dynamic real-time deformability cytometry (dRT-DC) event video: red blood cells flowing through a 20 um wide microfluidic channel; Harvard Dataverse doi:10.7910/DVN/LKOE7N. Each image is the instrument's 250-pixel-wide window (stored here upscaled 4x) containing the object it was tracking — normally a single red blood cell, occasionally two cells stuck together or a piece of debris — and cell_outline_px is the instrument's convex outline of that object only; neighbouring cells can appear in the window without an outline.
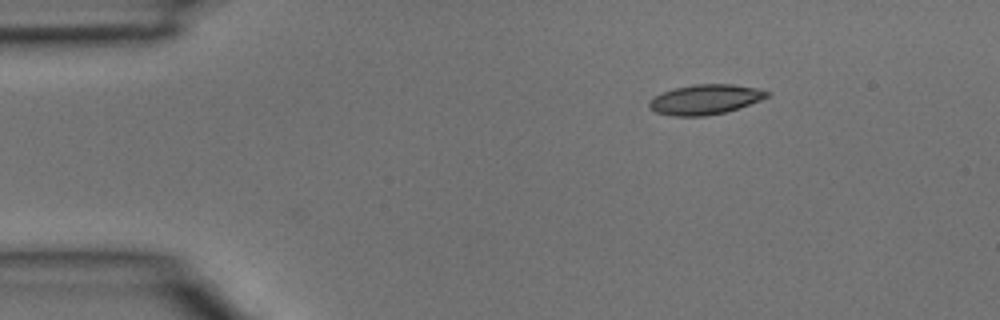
{"species": "common noctule bat (a hibernating species)", "species_latin": "Nyctalus noctula", "temperature_condition": "room temperature", "stored_images_in_passage": 2, "camera_frame_rate_fps": 3000, "um_per_image_px": 0.085, "animal": {"sex": "male", "body_mass_g": 15.6}, "frame": {"image": 1, "passage_image": 2, "time_ms": 0.333, "image_size_px": [1000, 320], "cell_outline_px": [[772, 92], [768, 96], [760, 100], [724, 112], [704, 116], [672, 116], [656, 112], [648, 108], [648, 100], [664, 92], [676, 88], [696, 84], [732, 84], [756, 88]], "centroid_in_image_um": [59.92, 8.45], "position_along_channel_um": 25.1, "area_um2": 20.29}}